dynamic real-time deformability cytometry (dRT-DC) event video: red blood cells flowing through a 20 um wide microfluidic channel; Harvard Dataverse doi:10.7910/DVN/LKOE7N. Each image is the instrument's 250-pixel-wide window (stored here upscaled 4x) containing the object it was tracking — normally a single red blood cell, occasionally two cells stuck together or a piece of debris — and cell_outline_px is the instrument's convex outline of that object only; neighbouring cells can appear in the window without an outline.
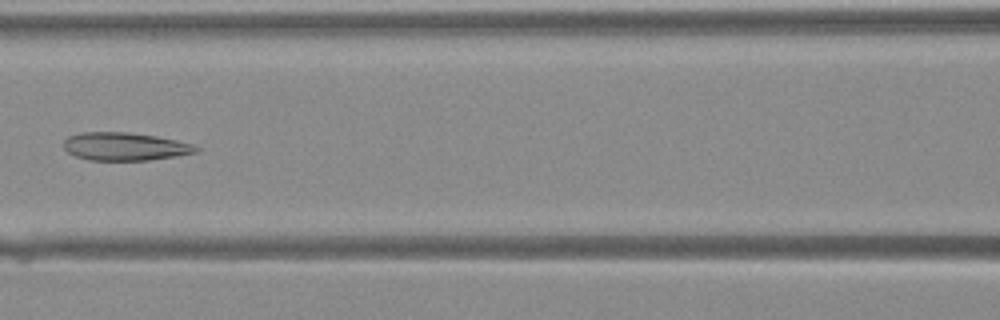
{"species": "Egyptian fruit bat (a non-hibernating species)", "species_latin": "Rousettus aegyptiacus", "temperature_condition": "warm", "stored_images_in_passage": 38, "camera_frame_rate_fps": 3000, "um_per_image_px": 0.085, "animal": {"sex": "female"}, "frame": {"image": 1, "passage_image": 20, "time_ms": 6.333, "image_size_px": [1000, 320], "cell_outline_px": [[200, 148], [196, 152], [176, 156], [148, 160], [88, 160], [76, 156], [68, 152], [64, 148], [64, 140], [68, 136], [80, 132], [124, 132], [156, 136], [176, 140], [192, 144]], "centroid_in_image_um": [10.59, 12.45], "position_along_channel_um": 156.0, "area_um2": 21.5}}
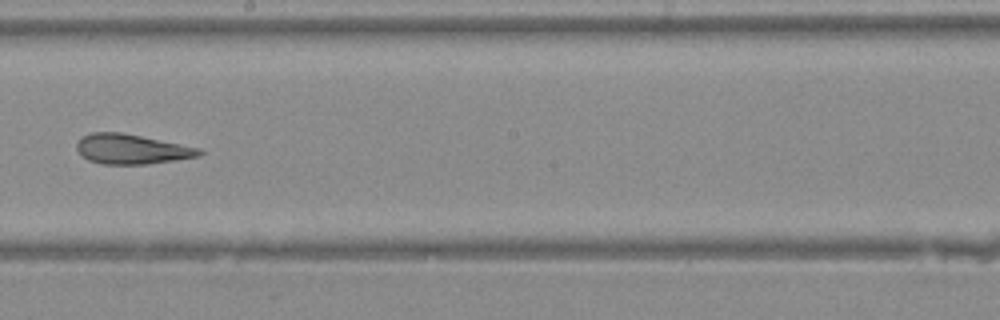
{"frame": {"image": 2, "passage_image": 25, "time_ms": 8.0, "image_size_px": [1000, 320], "cell_outline_px": [[204, 152], [200, 156], [148, 164], [100, 164], [88, 160], [76, 148], [76, 144], [84, 136], [92, 132], [120, 132], [200, 148]], "centroid_in_image_um": [11.19, 12.68], "position_along_channel_um": 237.0, "area_um2": 21.04}}
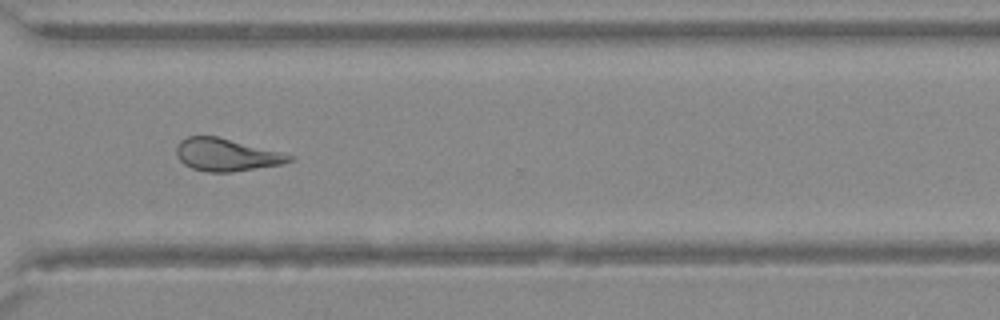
{"frame": {"image": 3, "passage_image": 32, "time_ms": 10.333, "image_size_px": [1000, 320], "cell_outline_px": [[296, 160], [284, 164], [232, 172], [208, 172], [192, 168], [184, 164], [176, 156], [176, 144], [180, 140], [188, 136], [216, 136], [296, 156]], "centroid_in_image_um": [19.25, 13.16], "position_along_channel_um": 351.3, "area_um2": 21.5}}